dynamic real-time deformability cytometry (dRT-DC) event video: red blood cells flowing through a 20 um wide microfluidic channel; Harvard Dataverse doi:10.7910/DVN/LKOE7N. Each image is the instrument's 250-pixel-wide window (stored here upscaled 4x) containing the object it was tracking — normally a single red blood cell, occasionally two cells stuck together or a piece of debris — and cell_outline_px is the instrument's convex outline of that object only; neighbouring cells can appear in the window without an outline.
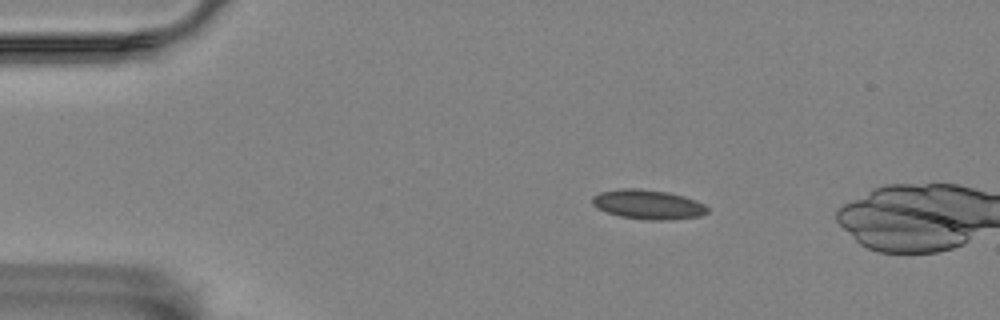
{"species": "Egyptian fruit bat (a non-hibernating species)", "species_latin": "Rousettus aegyptiacus", "temperature_condition": "room temperature", "stored_images_in_passage": 48, "camera_frame_rate_fps": 3000, "um_per_image_px": 0.085, "animal": {"sex": "female"}, "frame": {"image": 1, "passage_image": 1, "time_ms": 0.0, "image_size_px": [1000, 320], "cell_outline_px": [[708, 212], [700, 216], [668, 220], [652, 220], [620, 216], [608, 212], [592, 204], [592, 196], [600, 192], [624, 188], [640, 188], [668, 192], [684, 196], [696, 200], [704, 204], [708, 208]], "centroid_in_image_um": [55.11, 17.37], "position_along_channel_um": 29.9, "area_um2": 19.65}}
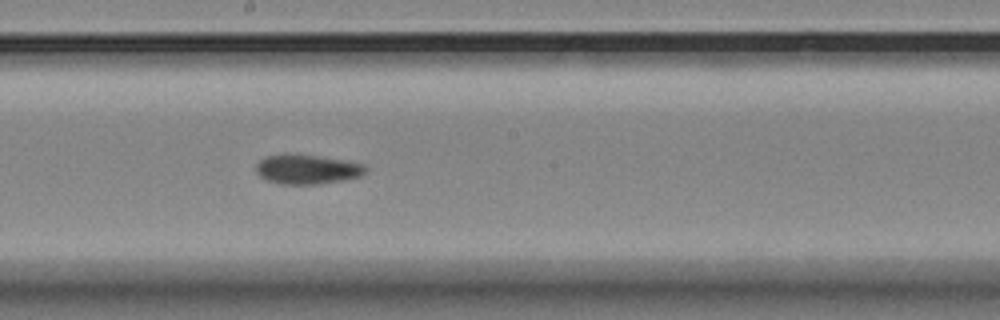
{"frame": {"image": 2, "passage_image": 22, "time_ms": 7.0, "image_size_px": [1000, 320], "cell_outline_px": [[368, 168], [360, 176], [344, 180], [316, 184], [280, 184], [264, 180], [256, 172], [256, 164], [260, 160], [268, 156], [320, 156], [344, 160], [364, 164]], "centroid_in_image_um": [26.12, 14.42], "position_along_channel_um": 222.1, "area_um2": 18.38}}
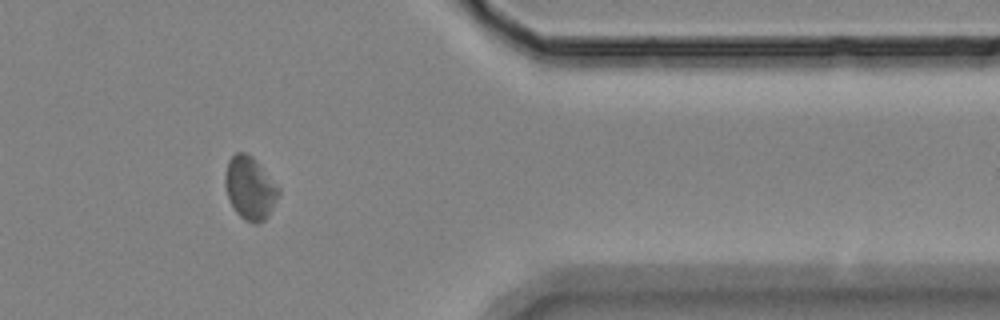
{"frame": {"image": 3, "passage_image": 38, "time_ms": 12.333, "image_size_px": [1000, 320], "cell_outline_px": [[280, 192], [268, 216], [260, 224], [252, 224], [244, 220], [236, 212], [228, 196], [224, 184], [224, 176], [228, 160], [236, 152], [244, 152], [252, 156], [280, 188]], "centroid_in_image_um": [21.24, 16.0], "position_along_channel_um": 390.2, "area_um2": 19.59}}